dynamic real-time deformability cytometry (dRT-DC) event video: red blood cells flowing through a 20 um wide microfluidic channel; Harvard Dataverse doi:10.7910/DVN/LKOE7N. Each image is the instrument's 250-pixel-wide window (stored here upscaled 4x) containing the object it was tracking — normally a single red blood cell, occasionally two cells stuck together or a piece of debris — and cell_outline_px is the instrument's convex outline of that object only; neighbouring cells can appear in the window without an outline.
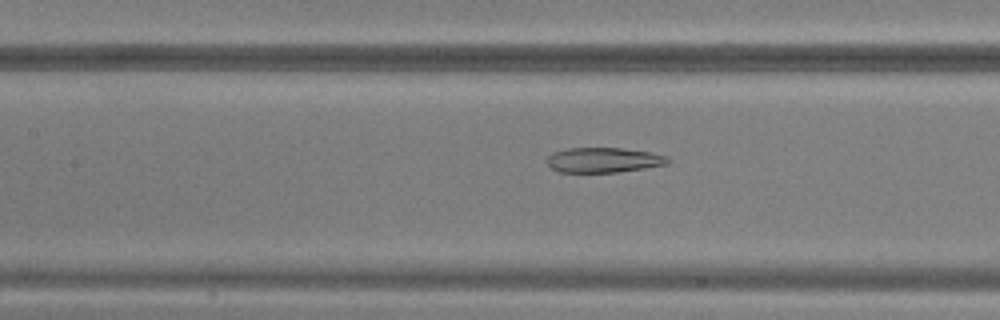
{"species": "common noctule bat (a hibernating species)", "species_latin": "Nyctalus noctula", "temperature_condition": "warm", "stored_images_in_passage": 41, "camera_frame_rate_fps": 3000, "um_per_image_px": 0.085, "animal": {"sex": "male", "body_mass_g": 20.5, "forearm_length_mm": 52.5}, "frame": {"image": 1, "passage_image": 15, "time_ms": 4.667, "image_size_px": [1000, 320], "cell_outline_px": [[672, 160], [668, 164], [644, 168], [616, 172], [560, 172], [552, 168], [548, 164], [548, 156], [552, 152], [568, 148], [620, 148], [652, 152], [668, 156]], "centroid_in_image_um": [51.35, 13.59], "position_along_channel_um": 156.1, "area_um2": 17.63}}
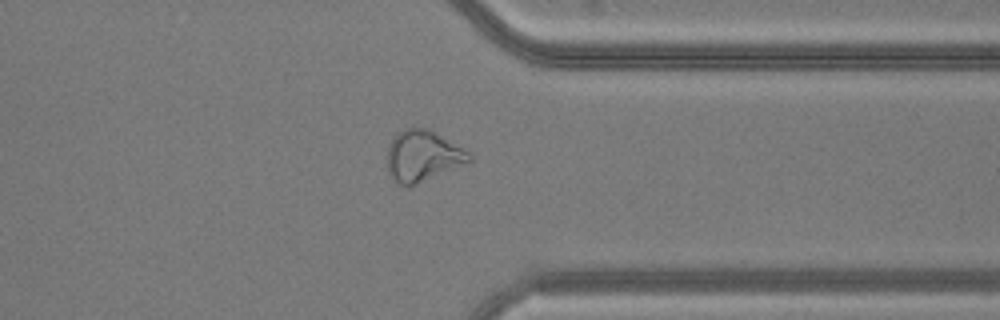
{"frame": {"image": 2, "passage_image": 31, "time_ms": 10.0, "image_size_px": [1000, 320], "cell_outline_px": [[472, 160], [408, 188], [400, 184], [388, 172], [388, 148], [392, 140], [404, 128], [428, 128], [464, 148], [472, 156]], "centroid_in_image_um": [35.94, 13.26], "position_along_channel_um": 375.5, "area_um2": 23.99}}
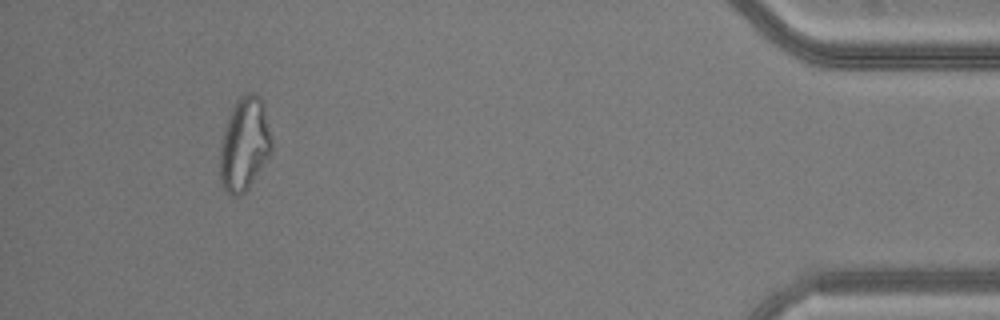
{"frame": {"image": 3, "passage_image": 38, "time_ms": 12.333, "image_size_px": [1000, 320], "cell_outline_px": [[272, 148], [268, 156], [248, 188], [240, 196], [232, 196], [224, 188], [220, 180], [220, 148], [224, 128], [232, 108], [236, 100], [240, 96], [248, 92], [252, 92], [260, 96], [264, 104], [272, 136]], "centroid_in_image_um": [20.78, 12.22], "position_along_channel_um": 414.4, "area_um2": 28.09}}